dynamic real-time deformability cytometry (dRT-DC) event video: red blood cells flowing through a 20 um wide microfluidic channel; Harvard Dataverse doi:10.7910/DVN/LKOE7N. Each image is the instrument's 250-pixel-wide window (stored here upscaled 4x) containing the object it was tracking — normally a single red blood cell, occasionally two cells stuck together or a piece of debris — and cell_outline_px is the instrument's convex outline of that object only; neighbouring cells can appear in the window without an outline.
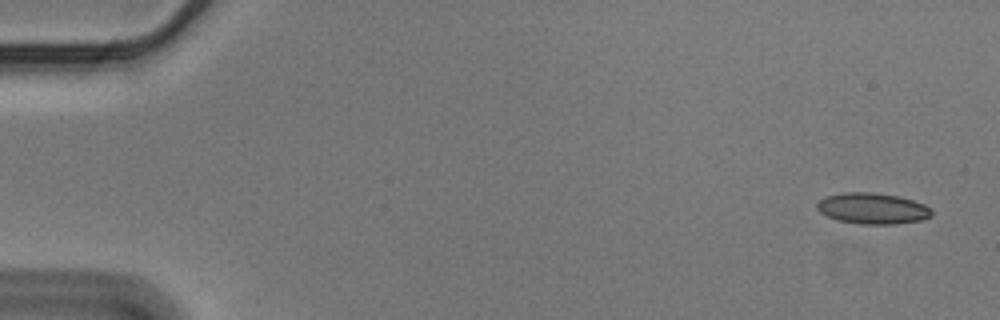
{"species": "Egyptian fruit bat (a non-hibernating species)", "species_latin": "Rousettus aegyptiacus", "temperature_condition": "cold", "stored_images_in_passage": 56, "camera_frame_rate_fps": 3000, "um_per_image_px": 0.085, "animal": {"sex": "male"}, "frame": {"image": 1, "passage_image": 2, "time_ms": 0.333, "image_size_px": [1000, 320], "cell_outline_px": [[932, 216], [920, 220], [896, 224], [860, 224], [836, 220], [820, 212], [816, 208], [816, 204], [824, 196], [844, 192], [872, 192], [896, 196], [912, 200], [924, 204], [932, 212]], "centroid_in_image_um": [74.12, 17.72], "position_along_channel_um": 10.9, "area_um2": 20.69}}
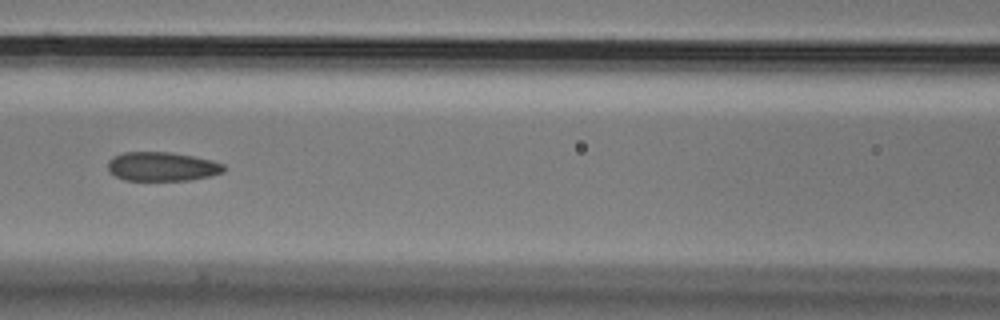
{"frame": {"image": 2, "passage_image": 25, "time_ms": 8.0, "image_size_px": [1000, 320], "cell_outline_px": [[224, 172], [212, 176], [188, 180], [124, 180], [108, 172], [108, 160], [112, 156], [124, 152], [168, 152], [192, 156], [212, 160], [224, 164]], "centroid_in_image_um": [13.76, 14.15], "position_along_channel_um": 152.8, "area_um2": 19.71}}
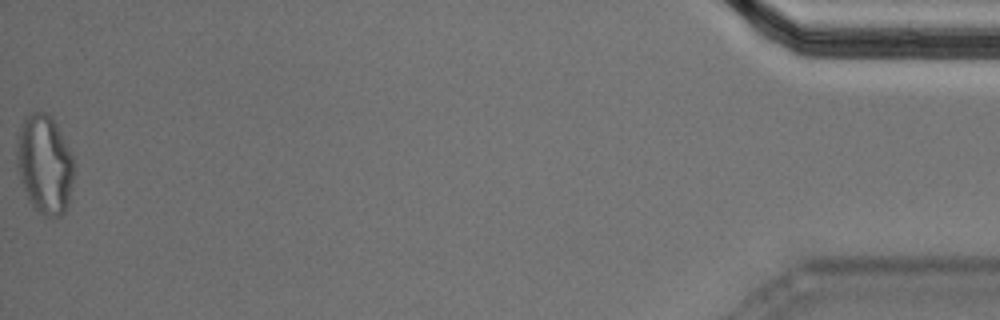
{"frame": {"image": 3, "passage_image": 56, "time_ms": 18.333, "image_size_px": [1000, 320], "cell_outline_px": [[72, 180], [68, 204], [64, 212], [60, 216], [44, 216], [36, 212], [28, 200], [20, 180], [16, 168], [16, 148], [20, 124], [24, 116], [28, 112], [44, 112], [52, 116], [72, 156]], "centroid_in_image_um": [3.73, 13.96], "position_along_channel_um": 431.5, "area_um2": 33.12}, "authors_computed_cell_mechanics": {"area_um2": 20.519, "velocity_mm_per_s": 3.5842, "shape_relaxation_time_tau1_ms": null, "shape_relaxation_time_tau2_ms": 2.84, "deformation_change_tau1": null, "deformation_change_tau2": 0.0933}}